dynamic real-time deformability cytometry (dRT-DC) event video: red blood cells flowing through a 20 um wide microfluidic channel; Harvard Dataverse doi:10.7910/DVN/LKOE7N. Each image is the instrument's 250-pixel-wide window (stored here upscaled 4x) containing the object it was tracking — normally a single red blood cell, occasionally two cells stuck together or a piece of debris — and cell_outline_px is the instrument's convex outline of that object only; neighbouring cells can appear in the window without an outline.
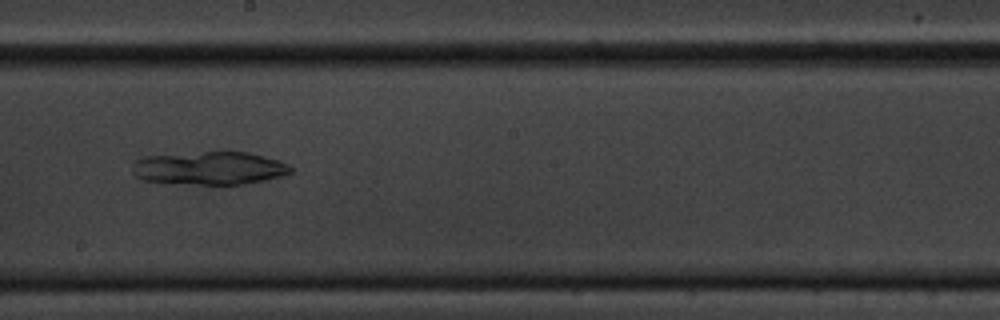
{"species": "common noctule bat (a hibernating species)", "species_latin": "Nyctalus noctula", "temperature_condition": "cold", "stored_images_in_passage": 15, "camera_frame_rate_fps": 3000, "um_per_image_px": 0.085, "animal": {"sex": "male", "body_mass_g": 20.1, "forearm_length_mm": 53.5}, "frame": {"image": 1, "passage_image": 9, "time_ms": 10.333, "image_size_px": [1000, 320], "cell_outline_px": [[292, 172], [280, 176], [264, 180], [244, 184], [220, 188], [144, 180], [136, 176], [132, 172], [132, 164], [136, 160], [144, 156], [224, 148], [248, 152], [280, 160], [288, 164], [292, 168]], "centroid_in_image_um": [17.81, 14.28], "position_along_channel_um": 230.4, "area_um2": 32.66}}